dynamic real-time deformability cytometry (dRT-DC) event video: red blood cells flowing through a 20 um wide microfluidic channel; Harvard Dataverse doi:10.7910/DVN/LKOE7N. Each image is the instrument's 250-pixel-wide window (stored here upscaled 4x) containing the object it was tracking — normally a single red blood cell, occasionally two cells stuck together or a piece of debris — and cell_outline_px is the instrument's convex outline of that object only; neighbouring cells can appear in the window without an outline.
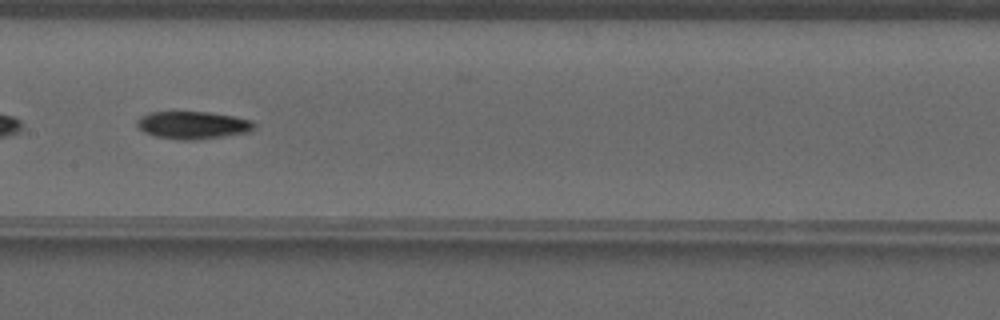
{"species": "common noctule bat (a hibernating species)", "species_latin": "Nyctalus noctula", "temperature_condition": "warm", "stored_images_in_passage": 43, "camera_frame_rate_fps": 3000, "um_per_image_px": 0.085, "animal": {"sex": "male", "forearm_length_mm": 52.5}, "frame": {"image": 1, "passage_image": 25, "time_ms": 8.0, "image_size_px": [1000, 320], "cell_outline_px": [[256, 128], [252, 132], [196, 140], [176, 140], [152, 136], [144, 132], [136, 124], [136, 120], [140, 116], [152, 112], [208, 112], [232, 116], [252, 120], [256, 124]], "centroid_in_image_um": [16.41, 10.65], "position_along_channel_um": 191.0, "area_um2": 19.13}}
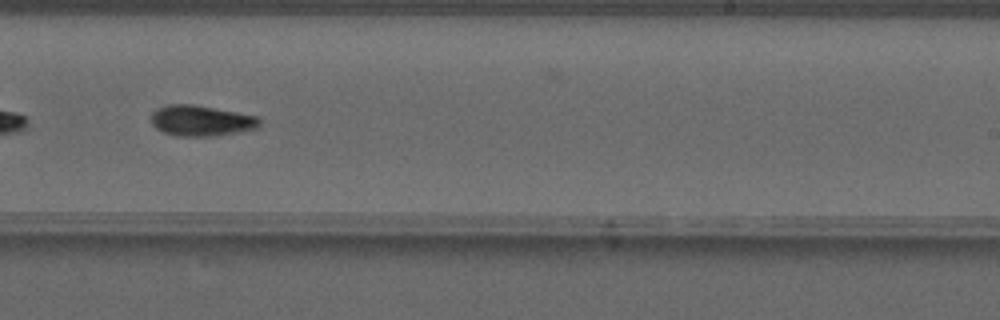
{"frame": {"image": 2, "passage_image": 31, "time_ms": 10.0, "image_size_px": [1000, 320], "cell_outline_px": [[260, 128], [220, 136], [176, 136], [164, 132], [156, 128], [152, 124], [152, 112], [156, 108], [168, 104], [192, 104], [236, 112], [256, 116], [260, 120]], "centroid_in_image_um": [17.11, 10.27], "position_along_channel_um": 271.9, "area_um2": 19.54}}
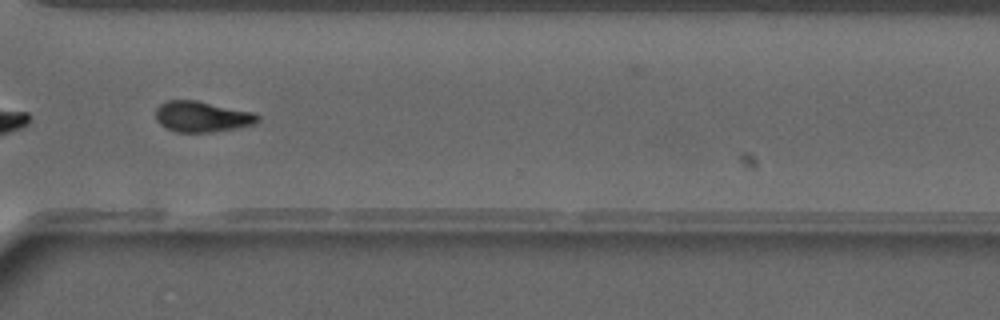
{"frame": {"image": 3, "passage_image": 37, "time_ms": 12.0, "image_size_px": [1000, 320], "cell_outline_px": [[260, 120], [256, 124], [236, 128], [212, 132], [176, 132], [160, 124], [156, 120], [156, 108], [160, 104], [168, 100], [196, 100], [256, 112], [260, 116]], "centroid_in_image_um": [17.22, 9.91], "position_along_channel_um": 353.4, "area_um2": 18.5}}